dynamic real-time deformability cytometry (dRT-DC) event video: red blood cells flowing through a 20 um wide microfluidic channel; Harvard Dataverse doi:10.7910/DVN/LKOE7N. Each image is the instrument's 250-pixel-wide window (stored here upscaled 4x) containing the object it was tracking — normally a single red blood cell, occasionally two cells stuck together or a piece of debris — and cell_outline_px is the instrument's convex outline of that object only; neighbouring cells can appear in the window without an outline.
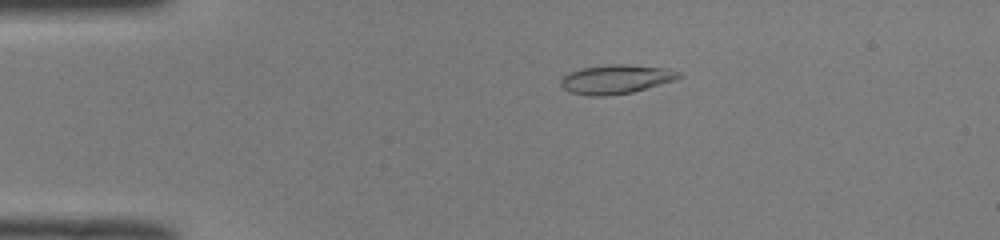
{"species": "common noctule bat (a hibernating species)", "species_latin": "Nyctalus noctula", "temperature_condition": "room temperature", "stored_images_in_passage": 51, "camera_frame_rate_fps": 3000, "um_per_image_px": 0.085, "animal": {"sex": "male", "body_mass_g": 19.0, "forearm_length_mm": 50.8}, "frame": {"image": 1, "passage_image": 11, "time_ms": 3.333, "image_size_px": [1000, 240], "cell_outline_px": [[684, 76], [676, 80], [632, 92], [604, 96], [588, 96], [572, 92], [564, 88], [560, 84], [560, 80], [564, 76], [572, 72], [584, 68], [612, 64], [628, 64], [668, 68], [680, 72]], "centroid_in_image_um": [52.43, 6.73], "position_along_channel_um": 32.6, "area_um2": 19.88}}
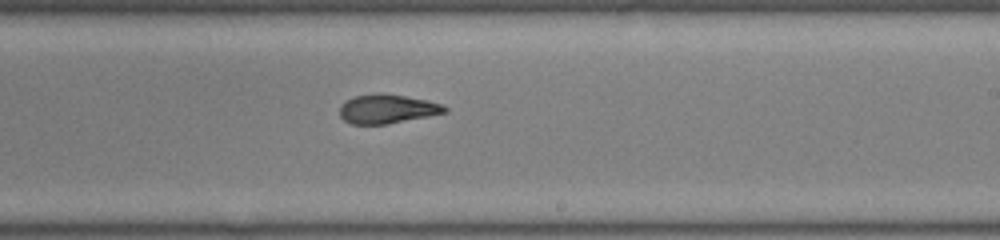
{"frame": {"image": 2, "passage_image": 31, "time_ms": 10.0, "image_size_px": [1000, 240], "cell_outline_px": [[448, 112], [388, 124], [348, 124], [340, 116], [340, 108], [352, 96], [372, 92], [380, 92], [428, 100], [440, 104], [448, 108]], "centroid_in_image_um": [32.9, 9.25], "position_along_channel_um": 256.1, "area_um2": 17.92}}
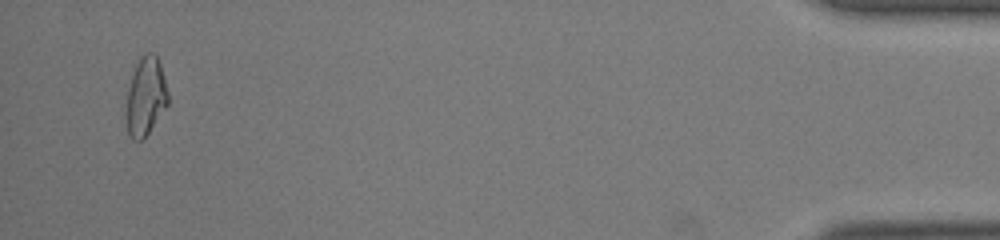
{"frame": {"image": 3, "passage_image": 49, "time_ms": 16.0, "image_size_px": [1000, 240], "cell_outline_px": [[168, 104], [148, 132], [140, 140], [132, 140], [128, 132], [128, 88], [136, 64], [140, 56], [144, 52], [156, 52], [160, 64], [168, 92]], "centroid_in_image_um": [12.41, 8.12], "position_along_channel_um": 422.8, "area_um2": 18.55}, "authors_computed_cell_mechanics": {"area_um2": 18.8428, "velocity_mm_per_s": 4.0887, "shape_relaxation_time_tau1_ms": 8.7453, "shape_relaxation_time_tau2_ms": 2.5996, "deformation_change_tau1": 0.2785, "deformation_change_tau2": 0.1011}}